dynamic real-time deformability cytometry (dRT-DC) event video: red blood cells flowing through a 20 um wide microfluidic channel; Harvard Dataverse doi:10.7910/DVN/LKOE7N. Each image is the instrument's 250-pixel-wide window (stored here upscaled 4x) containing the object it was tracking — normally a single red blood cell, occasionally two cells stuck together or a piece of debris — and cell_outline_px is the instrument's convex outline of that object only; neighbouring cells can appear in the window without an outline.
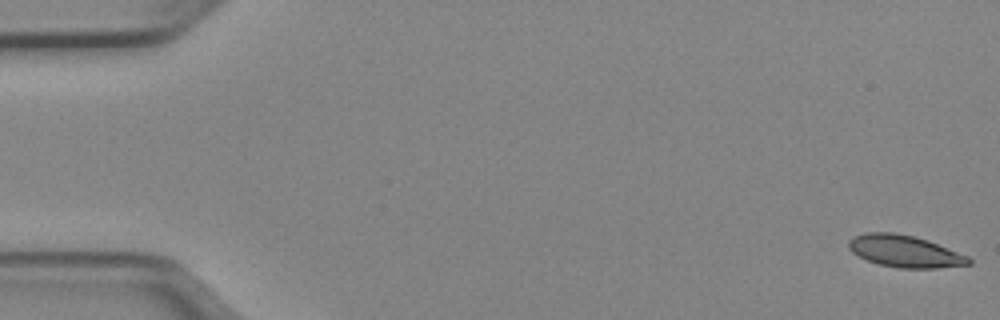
{"species": "Egyptian fruit bat (a non-hibernating species)", "species_latin": "Rousettus aegyptiacus", "temperature_condition": "cold", "stored_images_in_passage": 51, "camera_frame_rate_fps": 3000, "um_per_image_px": 0.085, "animal": {"sex": "female"}, "frame": {"image": 1, "passage_image": 1, "time_ms": 0.0, "image_size_px": [1000, 320], "cell_outline_px": [[972, 264], [936, 268], [900, 268], [880, 264], [868, 260], [852, 252], [848, 248], [848, 240], [852, 236], [864, 232], [896, 232], [928, 240], [968, 256], [972, 260]], "centroid_in_image_um": [76.89, 21.34], "position_along_channel_um": 8.1, "area_um2": 22.37}}
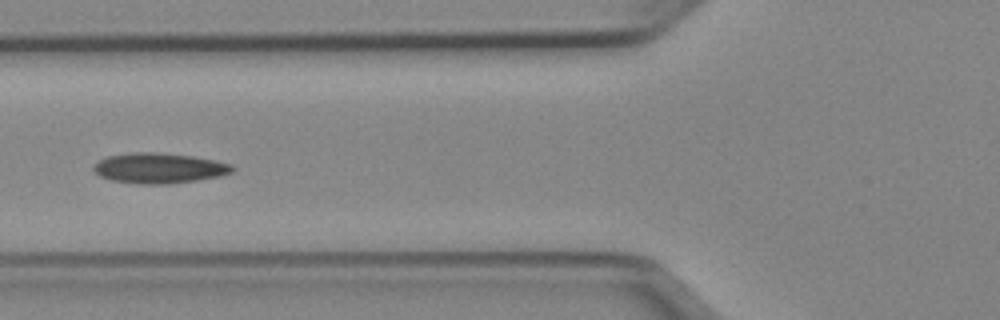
{"frame": {"image": 2, "passage_image": 20, "time_ms": 6.333, "image_size_px": [1000, 320], "cell_outline_px": [[236, 168], [232, 172], [220, 176], [196, 180], [168, 184], [140, 184], [112, 180], [100, 176], [92, 168], [92, 164], [108, 156], [132, 152], [156, 152], [192, 156], [216, 160], [232, 164]], "centroid_in_image_um": [13.54, 14.28], "position_along_channel_um": 112.3, "area_um2": 24.57}}
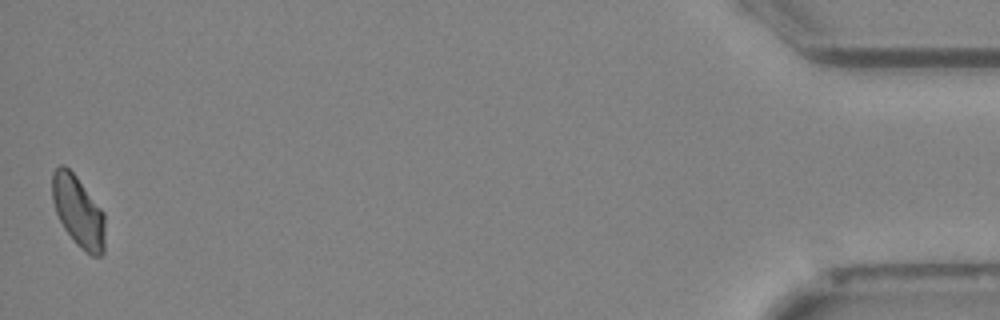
{"frame": {"image": 3, "passage_image": 51, "time_ms": 16.667, "image_size_px": [1000, 320], "cell_outline_px": [[104, 252], [100, 256], [92, 256], [80, 248], [76, 244], [64, 228], [56, 212], [52, 200], [52, 172], [60, 164], [64, 164], [76, 176], [104, 212]], "centroid_in_image_um": [6.64, 17.97], "position_along_channel_um": 428.6, "area_um2": 21.79}}